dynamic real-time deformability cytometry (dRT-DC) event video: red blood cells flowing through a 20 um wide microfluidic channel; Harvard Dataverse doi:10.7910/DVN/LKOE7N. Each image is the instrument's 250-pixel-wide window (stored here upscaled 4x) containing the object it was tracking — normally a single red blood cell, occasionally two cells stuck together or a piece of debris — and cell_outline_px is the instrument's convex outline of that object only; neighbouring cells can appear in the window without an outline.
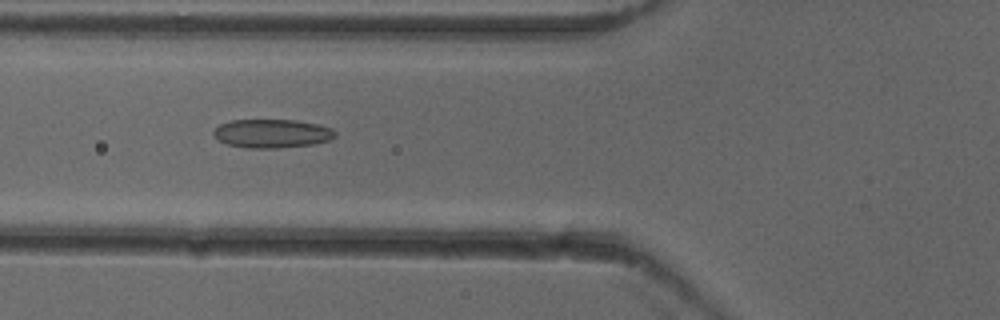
{"species": "common noctule bat (a hibernating species)", "species_latin": "Nyctalus noctula", "temperature_condition": "cold", "stored_images_in_passage": 52, "camera_frame_rate_fps": 3000, "um_per_image_px": 0.085, "animal": {"sex": "female"}, "frame": {"image": 1, "passage_image": 20, "time_ms": 6.333, "image_size_px": [1000, 320], "cell_outline_px": [[336, 136], [328, 140], [312, 144], [276, 148], [244, 148], [228, 144], [220, 140], [212, 132], [220, 124], [232, 120], [296, 120], [320, 124], [332, 128], [336, 132]], "centroid_in_image_um": [23.15, 11.34], "position_along_channel_um": 102.7, "area_um2": 20.23}}
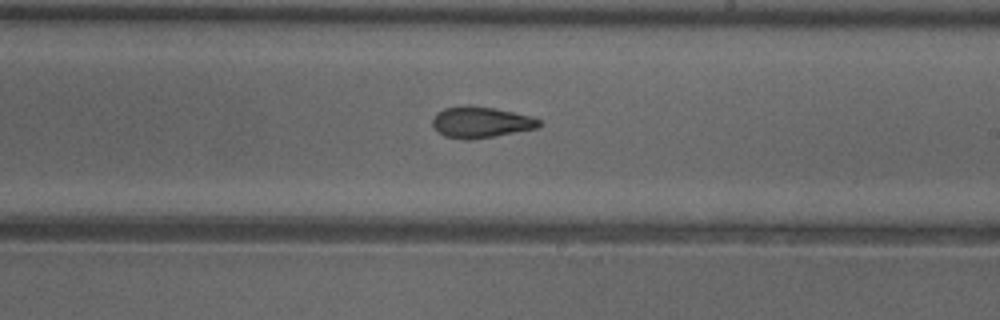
{"frame": {"image": 2, "passage_image": 31, "time_ms": 10.0, "image_size_px": [1000, 320], "cell_outline_px": [[544, 124], [536, 128], [492, 136], [468, 140], [464, 140], [444, 136], [436, 132], [432, 124], [432, 120], [436, 112], [444, 108], [492, 108], [532, 116], [540, 120]], "centroid_in_image_um": [40.86, 10.43], "position_along_channel_um": 248.1, "area_um2": 18.73}}
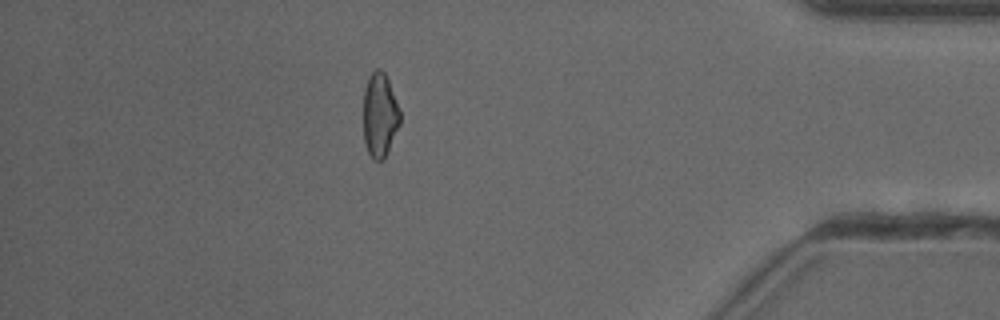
{"frame": {"image": 3, "passage_image": 46, "time_ms": 15.0, "image_size_px": [1000, 320], "cell_outline_px": [[400, 124], [384, 160], [372, 160], [364, 144], [364, 88], [368, 76], [376, 68], [380, 68], [384, 72], [388, 80], [396, 100], [400, 112]], "centroid_in_image_um": [32.27, 9.79], "position_along_channel_um": 402.9, "area_um2": 18.09}, "authors_computed_cell_mechanics": {"area_um2": 19.5942, "velocity_mm_per_s": 3.9439, "shape_relaxation_time_tau1_ms": null, "shape_relaxation_time_tau2_ms": 2.1731, "deformation_change_tau1": null, "deformation_change_tau2": 0.1038}}